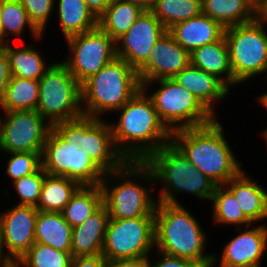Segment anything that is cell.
Instances as JSON below:
<instances>
[{
    "label": "cell",
    "mask_w": 267,
    "mask_h": 267,
    "mask_svg": "<svg viewBox=\"0 0 267 267\" xmlns=\"http://www.w3.org/2000/svg\"><path fill=\"white\" fill-rule=\"evenodd\" d=\"M109 121L114 143L127 161H145L171 142L172 133L160 120L151 98L140 89Z\"/></svg>",
    "instance_id": "6da1fadb"
},
{
    "label": "cell",
    "mask_w": 267,
    "mask_h": 267,
    "mask_svg": "<svg viewBox=\"0 0 267 267\" xmlns=\"http://www.w3.org/2000/svg\"><path fill=\"white\" fill-rule=\"evenodd\" d=\"M220 120L217 117L207 125L177 130L171 137V142L216 186L225 185L244 169Z\"/></svg>",
    "instance_id": "7a4b0ae2"
},
{
    "label": "cell",
    "mask_w": 267,
    "mask_h": 267,
    "mask_svg": "<svg viewBox=\"0 0 267 267\" xmlns=\"http://www.w3.org/2000/svg\"><path fill=\"white\" fill-rule=\"evenodd\" d=\"M183 204L157 202L154 211L155 250L211 267L210 238L195 215ZM209 236V237H208Z\"/></svg>",
    "instance_id": "3957f363"
},
{
    "label": "cell",
    "mask_w": 267,
    "mask_h": 267,
    "mask_svg": "<svg viewBox=\"0 0 267 267\" xmlns=\"http://www.w3.org/2000/svg\"><path fill=\"white\" fill-rule=\"evenodd\" d=\"M100 185L110 218L154 217L155 180L144 161H127L118 170L105 173Z\"/></svg>",
    "instance_id": "277c9868"
},
{
    "label": "cell",
    "mask_w": 267,
    "mask_h": 267,
    "mask_svg": "<svg viewBox=\"0 0 267 267\" xmlns=\"http://www.w3.org/2000/svg\"><path fill=\"white\" fill-rule=\"evenodd\" d=\"M152 170L157 202L183 204V193L210 203L216 185L172 143L164 145L144 161ZM158 184L160 188L158 187ZM179 199V200H178Z\"/></svg>",
    "instance_id": "5b68a950"
},
{
    "label": "cell",
    "mask_w": 267,
    "mask_h": 267,
    "mask_svg": "<svg viewBox=\"0 0 267 267\" xmlns=\"http://www.w3.org/2000/svg\"><path fill=\"white\" fill-rule=\"evenodd\" d=\"M140 89L137 71L116 57L81 84L82 112L104 119L122 108Z\"/></svg>",
    "instance_id": "8992f818"
},
{
    "label": "cell",
    "mask_w": 267,
    "mask_h": 267,
    "mask_svg": "<svg viewBox=\"0 0 267 267\" xmlns=\"http://www.w3.org/2000/svg\"><path fill=\"white\" fill-rule=\"evenodd\" d=\"M224 36L233 72V90L261 75L267 83V24L257 17L252 22L225 28Z\"/></svg>",
    "instance_id": "52a82bcc"
},
{
    "label": "cell",
    "mask_w": 267,
    "mask_h": 267,
    "mask_svg": "<svg viewBox=\"0 0 267 267\" xmlns=\"http://www.w3.org/2000/svg\"><path fill=\"white\" fill-rule=\"evenodd\" d=\"M142 89L151 98L160 120L171 133L207 125L216 118L173 78L144 82Z\"/></svg>",
    "instance_id": "ba28073f"
},
{
    "label": "cell",
    "mask_w": 267,
    "mask_h": 267,
    "mask_svg": "<svg viewBox=\"0 0 267 267\" xmlns=\"http://www.w3.org/2000/svg\"><path fill=\"white\" fill-rule=\"evenodd\" d=\"M52 129L64 140L77 143L104 172L118 170L127 160L114 143L111 126L105 118L82 115L79 118L58 122Z\"/></svg>",
    "instance_id": "9c48e42d"
},
{
    "label": "cell",
    "mask_w": 267,
    "mask_h": 267,
    "mask_svg": "<svg viewBox=\"0 0 267 267\" xmlns=\"http://www.w3.org/2000/svg\"><path fill=\"white\" fill-rule=\"evenodd\" d=\"M38 82L36 110L51 126L83 115L81 84L61 60L54 61Z\"/></svg>",
    "instance_id": "30bf717a"
},
{
    "label": "cell",
    "mask_w": 267,
    "mask_h": 267,
    "mask_svg": "<svg viewBox=\"0 0 267 267\" xmlns=\"http://www.w3.org/2000/svg\"><path fill=\"white\" fill-rule=\"evenodd\" d=\"M76 145L64 141L51 128L42 152V168L48 175L63 176L81 186L100 185L105 173Z\"/></svg>",
    "instance_id": "8fae6325"
},
{
    "label": "cell",
    "mask_w": 267,
    "mask_h": 267,
    "mask_svg": "<svg viewBox=\"0 0 267 267\" xmlns=\"http://www.w3.org/2000/svg\"><path fill=\"white\" fill-rule=\"evenodd\" d=\"M154 250V217L109 218L102 249L107 260L149 257Z\"/></svg>",
    "instance_id": "7c38bea8"
},
{
    "label": "cell",
    "mask_w": 267,
    "mask_h": 267,
    "mask_svg": "<svg viewBox=\"0 0 267 267\" xmlns=\"http://www.w3.org/2000/svg\"><path fill=\"white\" fill-rule=\"evenodd\" d=\"M67 55L61 60L82 84L115 59V40L99 27L65 39Z\"/></svg>",
    "instance_id": "4fadbf2b"
},
{
    "label": "cell",
    "mask_w": 267,
    "mask_h": 267,
    "mask_svg": "<svg viewBox=\"0 0 267 267\" xmlns=\"http://www.w3.org/2000/svg\"><path fill=\"white\" fill-rule=\"evenodd\" d=\"M51 128L37 110L0 112V151L43 152Z\"/></svg>",
    "instance_id": "5bb4252c"
},
{
    "label": "cell",
    "mask_w": 267,
    "mask_h": 267,
    "mask_svg": "<svg viewBox=\"0 0 267 267\" xmlns=\"http://www.w3.org/2000/svg\"><path fill=\"white\" fill-rule=\"evenodd\" d=\"M238 234L224 242L220 255L213 252L211 267H262L267 254V223L237 229Z\"/></svg>",
    "instance_id": "9a60e30c"
},
{
    "label": "cell",
    "mask_w": 267,
    "mask_h": 267,
    "mask_svg": "<svg viewBox=\"0 0 267 267\" xmlns=\"http://www.w3.org/2000/svg\"><path fill=\"white\" fill-rule=\"evenodd\" d=\"M0 212L2 247L7 258L15 264L35 243L38 209L33 206L9 205Z\"/></svg>",
    "instance_id": "2e32d148"
},
{
    "label": "cell",
    "mask_w": 267,
    "mask_h": 267,
    "mask_svg": "<svg viewBox=\"0 0 267 267\" xmlns=\"http://www.w3.org/2000/svg\"><path fill=\"white\" fill-rule=\"evenodd\" d=\"M167 30L151 11H143L129 30L116 41V56L136 71L147 61L160 36Z\"/></svg>",
    "instance_id": "e0dca14e"
},
{
    "label": "cell",
    "mask_w": 267,
    "mask_h": 267,
    "mask_svg": "<svg viewBox=\"0 0 267 267\" xmlns=\"http://www.w3.org/2000/svg\"><path fill=\"white\" fill-rule=\"evenodd\" d=\"M190 64V53L167 30L157 40L149 58L137 70V74L142 85L147 81L174 78Z\"/></svg>",
    "instance_id": "ac0fdd59"
},
{
    "label": "cell",
    "mask_w": 267,
    "mask_h": 267,
    "mask_svg": "<svg viewBox=\"0 0 267 267\" xmlns=\"http://www.w3.org/2000/svg\"><path fill=\"white\" fill-rule=\"evenodd\" d=\"M180 86L191 92L195 98L217 118L219 112L215 107L233 94L220 79L193 65H189L173 78Z\"/></svg>",
    "instance_id": "d6986e66"
},
{
    "label": "cell",
    "mask_w": 267,
    "mask_h": 267,
    "mask_svg": "<svg viewBox=\"0 0 267 267\" xmlns=\"http://www.w3.org/2000/svg\"><path fill=\"white\" fill-rule=\"evenodd\" d=\"M243 169L224 186L234 195L244 215L253 224L267 223V188Z\"/></svg>",
    "instance_id": "ffe728a7"
},
{
    "label": "cell",
    "mask_w": 267,
    "mask_h": 267,
    "mask_svg": "<svg viewBox=\"0 0 267 267\" xmlns=\"http://www.w3.org/2000/svg\"><path fill=\"white\" fill-rule=\"evenodd\" d=\"M168 31L178 44L191 53L196 48L220 40L224 36L225 28L201 13L175 24Z\"/></svg>",
    "instance_id": "44dd1931"
},
{
    "label": "cell",
    "mask_w": 267,
    "mask_h": 267,
    "mask_svg": "<svg viewBox=\"0 0 267 267\" xmlns=\"http://www.w3.org/2000/svg\"><path fill=\"white\" fill-rule=\"evenodd\" d=\"M109 214L103 204L82 224L73 227L71 254L77 256H94L102 254Z\"/></svg>",
    "instance_id": "7402d4cb"
},
{
    "label": "cell",
    "mask_w": 267,
    "mask_h": 267,
    "mask_svg": "<svg viewBox=\"0 0 267 267\" xmlns=\"http://www.w3.org/2000/svg\"><path fill=\"white\" fill-rule=\"evenodd\" d=\"M191 65L215 75L230 90L233 89V72L225 36L220 40L205 44L190 53Z\"/></svg>",
    "instance_id": "603a6c76"
},
{
    "label": "cell",
    "mask_w": 267,
    "mask_h": 267,
    "mask_svg": "<svg viewBox=\"0 0 267 267\" xmlns=\"http://www.w3.org/2000/svg\"><path fill=\"white\" fill-rule=\"evenodd\" d=\"M26 43L21 42L19 46L14 45L15 43H7L5 53L8 57L11 76L39 81L53 61L50 62L49 59L45 61L44 53L36 48L34 42Z\"/></svg>",
    "instance_id": "cb8c5ba5"
},
{
    "label": "cell",
    "mask_w": 267,
    "mask_h": 267,
    "mask_svg": "<svg viewBox=\"0 0 267 267\" xmlns=\"http://www.w3.org/2000/svg\"><path fill=\"white\" fill-rule=\"evenodd\" d=\"M54 4L56 22L64 40L98 27V18L84 0H55Z\"/></svg>",
    "instance_id": "d4e9b609"
},
{
    "label": "cell",
    "mask_w": 267,
    "mask_h": 267,
    "mask_svg": "<svg viewBox=\"0 0 267 267\" xmlns=\"http://www.w3.org/2000/svg\"><path fill=\"white\" fill-rule=\"evenodd\" d=\"M202 13L224 28L249 23L258 17L255 0H202Z\"/></svg>",
    "instance_id": "484cf974"
},
{
    "label": "cell",
    "mask_w": 267,
    "mask_h": 267,
    "mask_svg": "<svg viewBox=\"0 0 267 267\" xmlns=\"http://www.w3.org/2000/svg\"><path fill=\"white\" fill-rule=\"evenodd\" d=\"M27 29L30 33L29 37L31 36L34 39L32 41L40 43L42 38L45 39V36L31 23L27 11L19 0H2L0 37L7 43H19L21 39L26 42L23 40V36L27 34Z\"/></svg>",
    "instance_id": "4316f807"
},
{
    "label": "cell",
    "mask_w": 267,
    "mask_h": 267,
    "mask_svg": "<svg viewBox=\"0 0 267 267\" xmlns=\"http://www.w3.org/2000/svg\"><path fill=\"white\" fill-rule=\"evenodd\" d=\"M73 228L60 212L38 210L35 226V242L54 249L71 252Z\"/></svg>",
    "instance_id": "83f0119b"
},
{
    "label": "cell",
    "mask_w": 267,
    "mask_h": 267,
    "mask_svg": "<svg viewBox=\"0 0 267 267\" xmlns=\"http://www.w3.org/2000/svg\"><path fill=\"white\" fill-rule=\"evenodd\" d=\"M211 220L214 226L235 229L247 227L253 223L244 215L234 195L224 186H216L211 198ZM216 224V225H215Z\"/></svg>",
    "instance_id": "f1b7e54d"
},
{
    "label": "cell",
    "mask_w": 267,
    "mask_h": 267,
    "mask_svg": "<svg viewBox=\"0 0 267 267\" xmlns=\"http://www.w3.org/2000/svg\"><path fill=\"white\" fill-rule=\"evenodd\" d=\"M80 187L72 179L46 174L36 208L44 212H61Z\"/></svg>",
    "instance_id": "f546056e"
},
{
    "label": "cell",
    "mask_w": 267,
    "mask_h": 267,
    "mask_svg": "<svg viewBox=\"0 0 267 267\" xmlns=\"http://www.w3.org/2000/svg\"><path fill=\"white\" fill-rule=\"evenodd\" d=\"M39 100V82L11 76L0 101V112L36 110Z\"/></svg>",
    "instance_id": "4dcf8cb0"
},
{
    "label": "cell",
    "mask_w": 267,
    "mask_h": 267,
    "mask_svg": "<svg viewBox=\"0 0 267 267\" xmlns=\"http://www.w3.org/2000/svg\"><path fill=\"white\" fill-rule=\"evenodd\" d=\"M102 205L101 185L81 186L60 213L73 228L82 224Z\"/></svg>",
    "instance_id": "1f68e13d"
},
{
    "label": "cell",
    "mask_w": 267,
    "mask_h": 267,
    "mask_svg": "<svg viewBox=\"0 0 267 267\" xmlns=\"http://www.w3.org/2000/svg\"><path fill=\"white\" fill-rule=\"evenodd\" d=\"M143 11L132 3L112 0L98 17V27L116 41L129 30Z\"/></svg>",
    "instance_id": "d6a6232c"
},
{
    "label": "cell",
    "mask_w": 267,
    "mask_h": 267,
    "mask_svg": "<svg viewBox=\"0 0 267 267\" xmlns=\"http://www.w3.org/2000/svg\"><path fill=\"white\" fill-rule=\"evenodd\" d=\"M151 12L166 30L202 13V0H155Z\"/></svg>",
    "instance_id": "836d02e7"
},
{
    "label": "cell",
    "mask_w": 267,
    "mask_h": 267,
    "mask_svg": "<svg viewBox=\"0 0 267 267\" xmlns=\"http://www.w3.org/2000/svg\"><path fill=\"white\" fill-rule=\"evenodd\" d=\"M72 258L71 252L35 242L14 265L15 267H70Z\"/></svg>",
    "instance_id": "e575fe53"
},
{
    "label": "cell",
    "mask_w": 267,
    "mask_h": 267,
    "mask_svg": "<svg viewBox=\"0 0 267 267\" xmlns=\"http://www.w3.org/2000/svg\"><path fill=\"white\" fill-rule=\"evenodd\" d=\"M46 174L47 173L41 167L37 172L33 174L14 180L13 182H11V186H9V188L13 187L10 188L12 190L4 189V197L8 196L9 193H12L10 191H14L16 194V198H18L13 199L15 200L14 204L37 207L42 189V184Z\"/></svg>",
    "instance_id": "d590c367"
},
{
    "label": "cell",
    "mask_w": 267,
    "mask_h": 267,
    "mask_svg": "<svg viewBox=\"0 0 267 267\" xmlns=\"http://www.w3.org/2000/svg\"><path fill=\"white\" fill-rule=\"evenodd\" d=\"M6 156L4 165L9 182L37 172L42 167V152H13L3 153Z\"/></svg>",
    "instance_id": "8d00e7d4"
},
{
    "label": "cell",
    "mask_w": 267,
    "mask_h": 267,
    "mask_svg": "<svg viewBox=\"0 0 267 267\" xmlns=\"http://www.w3.org/2000/svg\"><path fill=\"white\" fill-rule=\"evenodd\" d=\"M34 27L44 36L54 14L55 0H19ZM53 14V15H52ZM51 18V19H50Z\"/></svg>",
    "instance_id": "74e56055"
},
{
    "label": "cell",
    "mask_w": 267,
    "mask_h": 267,
    "mask_svg": "<svg viewBox=\"0 0 267 267\" xmlns=\"http://www.w3.org/2000/svg\"><path fill=\"white\" fill-rule=\"evenodd\" d=\"M155 253L157 254V256ZM152 255L155 256L152 257ZM148 267H200V266L193 261L170 256L158 250H154V254L152 253L148 257Z\"/></svg>",
    "instance_id": "f35d334b"
},
{
    "label": "cell",
    "mask_w": 267,
    "mask_h": 267,
    "mask_svg": "<svg viewBox=\"0 0 267 267\" xmlns=\"http://www.w3.org/2000/svg\"><path fill=\"white\" fill-rule=\"evenodd\" d=\"M107 259L102 255L73 257L70 267H105Z\"/></svg>",
    "instance_id": "ab89813d"
},
{
    "label": "cell",
    "mask_w": 267,
    "mask_h": 267,
    "mask_svg": "<svg viewBox=\"0 0 267 267\" xmlns=\"http://www.w3.org/2000/svg\"><path fill=\"white\" fill-rule=\"evenodd\" d=\"M11 73L6 53L0 56V101L3 99Z\"/></svg>",
    "instance_id": "60d3db41"
},
{
    "label": "cell",
    "mask_w": 267,
    "mask_h": 267,
    "mask_svg": "<svg viewBox=\"0 0 267 267\" xmlns=\"http://www.w3.org/2000/svg\"><path fill=\"white\" fill-rule=\"evenodd\" d=\"M105 267H148V257L107 260Z\"/></svg>",
    "instance_id": "b9f144b4"
},
{
    "label": "cell",
    "mask_w": 267,
    "mask_h": 267,
    "mask_svg": "<svg viewBox=\"0 0 267 267\" xmlns=\"http://www.w3.org/2000/svg\"><path fill=\"white\" fill-rule=\"evenodd\" d=\"M87 7L95 14L98 18L111 4L112 0H84Z\"/></svg>",
    "instance_id": "7bdbcfd3"
},
{
    "label": "cell",
    "mask_w": 267,
    "mask_h": 267,
    "mask_svg": "<svg viewBox=\"0 0 267 267\" xmlns=\"http://www.w3.org/2000/svg\"><path fill=\"white\" fill-rule=\"evenodd\" d=\"M118 1L132 3L134 5L139 6L144 11H151L155 3V0H118Z\"/></svg>",
    "instance_id": "ee69618b"
},
{
    "label": "cell",
    "mask_w": 267,
    "mask_h": 267,
    "mask_svg": "<svg viewBox=\"0 0 267 267\" xmlns=\"http://www.w3.org/2000/svg\"><path fill=\"white\" fill-rule=\"evenodd\" d=\"M258 17L267 24V0H258L256 2Z\"/></svg>",
    "instance_id": "f6af8a7d"
},
{
    "label": "cell",
    "mask_w": 267,
    "mask_h": 267,
    "mask_svg": "<svg viewBox=\"0 0 267 267\" xmlns=\"http://www.w3.org/2000/svg\"><path fill=\"white\" fill-rule=\"evenodd\" d=\"M14 264L7 258L3 251L2 241H1V231H0V267H10Z\"/></svg>",
    "instance_id": "bcb514c9"
},
{
    "label": "cell",
    "mask_w": 267,
    "mask_h": 267,
    "mask_svg": "<svg viewBox=\"0 0 267 267\" xmlns=\"http://www.w3.org/2000/svg\"><path fill=\"white\" fill-rule=\"evenodd\" d=\"M256 98V103H258V105H261L263 109L267 110V91L259 94V96H256Z\"/></svg>",
    "instance_id": "7dc6e473"
},
{
    "label": "cell",
    "mask_w": 267,
    "mask_h": 267,
    "mask_svg": "<svg viewBox=\"0 0 267 267\" xmlns=\"http://www.w3.org/2000/svg\"><path fill=\"white\" fill-rule=\"evenodd\" d=\"M6 46H7V42L3 38L0 37V56H2L5 53Z\"/></svg>",
    "instance_id": "c3c4849f"
},
{
    "label": "cell",
    "mask_w": 267,
    "mask_h": 267,
    "mask_svg": "<svg viewBox=\"0 0 267 267\" xmlns=\"http://www.w3.org/2000/svg\"><path fill=\"white\" fill-rule=\"evenodd\" d=\"M260 136L262 137L263 140H265L264 142H265V145L267 147V126H266V128H264L261 131V135Z\"/></svg>",
    "instance_id": "681fc988"
},
{
    "label": "cell",
    "mask_w": 267,
    "mask_h": 267,
    "mask_svg": "<svg viewBox=\"0 0 267 267\" xmlns=\"http://www.w3.org/2000/svg\"><path fill=\"white\" fill-rule=\"evenodd\" d=\"M2 0H0V20H1Z\"/></svg>",
    "instance_id": "f907efd6"
}]
</instances>
